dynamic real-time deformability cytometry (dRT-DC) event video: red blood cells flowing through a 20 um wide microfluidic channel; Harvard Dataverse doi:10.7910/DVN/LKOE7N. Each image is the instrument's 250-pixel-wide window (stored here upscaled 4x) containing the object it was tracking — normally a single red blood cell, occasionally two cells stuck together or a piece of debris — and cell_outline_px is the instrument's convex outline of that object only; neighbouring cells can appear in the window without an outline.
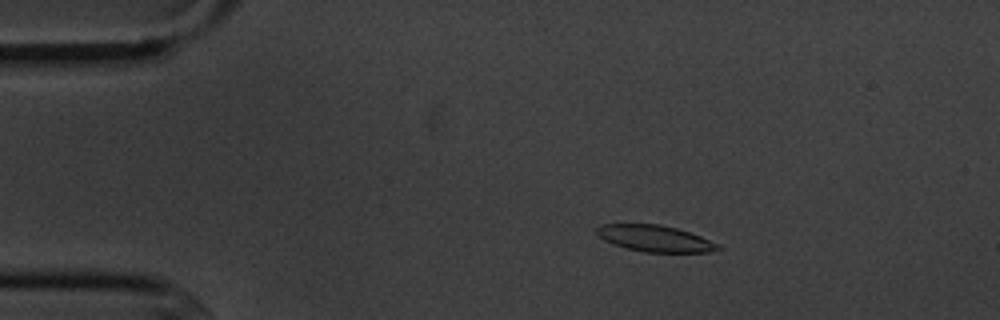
{"species": "common noctule bat (a hibernating species)", "species_latin": "Nyctalus noctula", "temperature_condition": "cold", "stored_images_in_passage": 4, "camera_frame_rate_fps": 3000, "um_per_image_px": 0.085, "animal": {"sex": "male", "body_mass_g": 20.1, "forearm_length_mm": 53.5}, "frame": {"image": 1, "passage_image": 1, "time_ms": 0.0, "image_size_px": [1000, 320], "cell_outline_px": [[724, 248], [708, 252], [644, 252], [612, 244], [596, 236], [596, 228], [600, 224], [660, 224], [676, 228], [700, 236], [720, 244]], "centroid_in_image_um": [55.66, 20.27], "position_along_channel_um": 29.3, "area_um2": 18.73}}
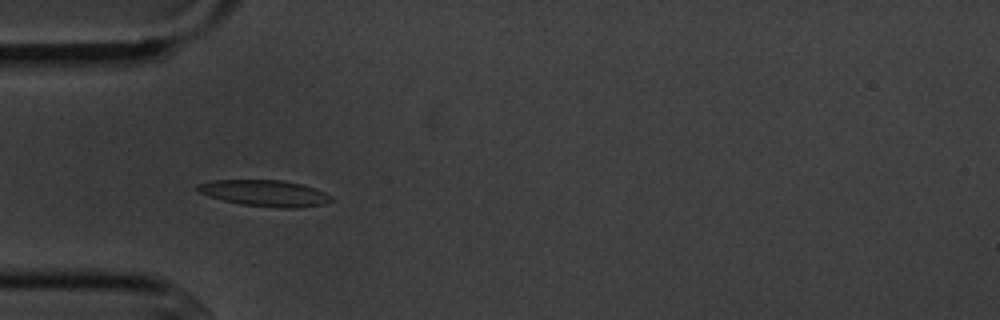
{"frame": {"image": 2, "passage_image": 3, "time_ms": 2.333, "image_size_px": [1000, 320], "cell_outline_px": [[332, 200], [324, 204], [296, 208], [280, 208], [240, 204], [224, 200], [200, 192], [196, 188], [196, 184], [212, 180], [280, 180], [300, 184], [324, 192], [332, 196]], "centroid_in_image_um": [22.51, 16.42], "position_along_channel_um": 62.5, "area_um2": 20.17}}
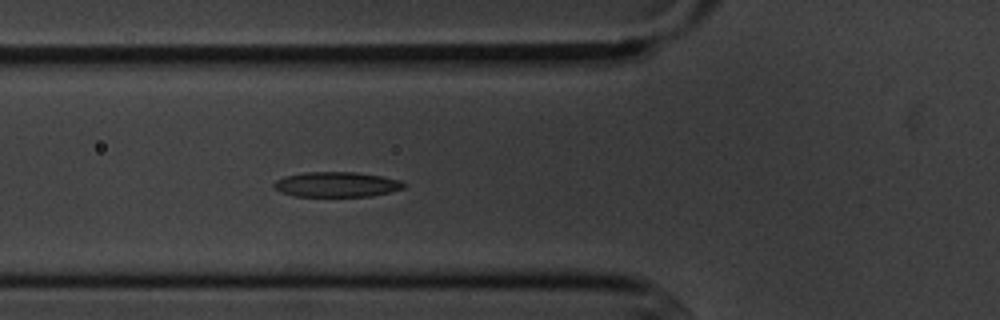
{"frame": {"image": 3, "passage_image": 4, "time_ms": 3.333, "image_size_px": [1000, 320], "cell_outline_px": [[404, 188], [372, 196], [296, 196], [280, 192], [272, 188], [272, 184], [276, 180], [284, 176], [304, 172], [356, 172], [380, 176], [400, 180], [404, 184]], "centroid_in_image_um": [28.55, 15.67], "position_along_channel_um": 97.3, "area_um2": 18.96}}